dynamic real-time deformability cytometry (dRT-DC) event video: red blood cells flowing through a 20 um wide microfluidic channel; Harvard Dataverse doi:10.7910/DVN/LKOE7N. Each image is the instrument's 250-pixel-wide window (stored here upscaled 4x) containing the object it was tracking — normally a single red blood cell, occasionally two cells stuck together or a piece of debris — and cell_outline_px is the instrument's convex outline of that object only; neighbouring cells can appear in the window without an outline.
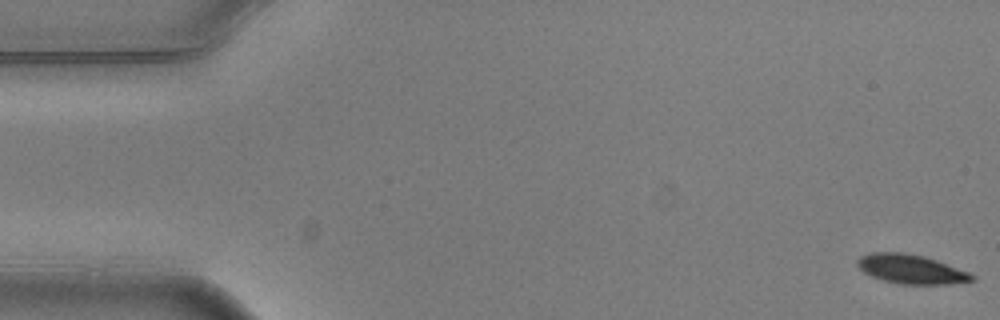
{"species": "common noctule bat (a hibernating species)", "species_latin": "Nyctalus noctula", "temperature_condition": "warm", "stored_images_in_passage": 5, "camera_frame_rate_fps": 3000, "um_per_image_px": 0.085, "animal": {"sex": "male", "body_mass_g": 20.5, "forearm_length_mm": 52.5}, "frame": {"image": 1, "passage_image": 1, "time_ms": 0.0, "image_size_px": [1000, 320], "cell_outline_px": [[976, 280], [948, 284], [900, 284], [884, 280], [872, 276], [864, 272], [856, 264], [856, 260], [860, 256], [872, 252], [904, 252], [924, 256], [936, 260], [968, 272], [976, 276]], "centroid_in_image_um": [77.43, 22.87], "position_along_channel_um": 7.6, "area_um2": 19.42}}
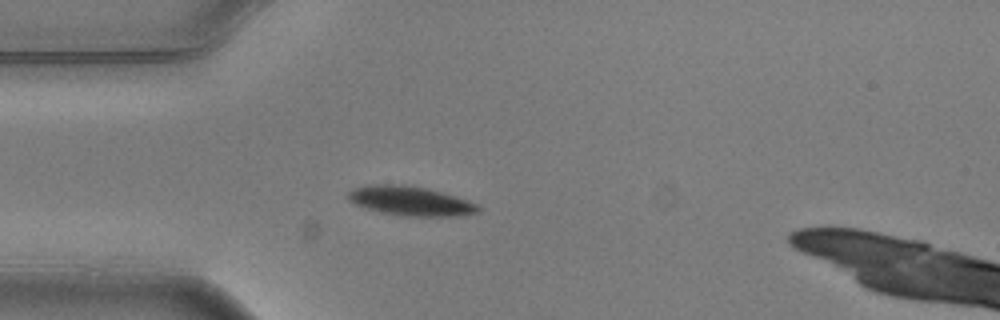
{"frame": {"image": 2, "passage_image": 5, "time_ms": 1.333, "image_size_px": [1000, 320], "cell_outline_px": [[480, 212], [460, 216], [404, 216], [380, 212], [364, 208], [348, 200], [348, 192], [352, 188], [368, 184], [404, 184], [424, 188], [456, 196], [468, 200], [476, 204], [480, 208]], "centroid_in_image_um": [34.86, 17.08], "position_along_channel_um": 50.1, "area_um2": 22.37}}